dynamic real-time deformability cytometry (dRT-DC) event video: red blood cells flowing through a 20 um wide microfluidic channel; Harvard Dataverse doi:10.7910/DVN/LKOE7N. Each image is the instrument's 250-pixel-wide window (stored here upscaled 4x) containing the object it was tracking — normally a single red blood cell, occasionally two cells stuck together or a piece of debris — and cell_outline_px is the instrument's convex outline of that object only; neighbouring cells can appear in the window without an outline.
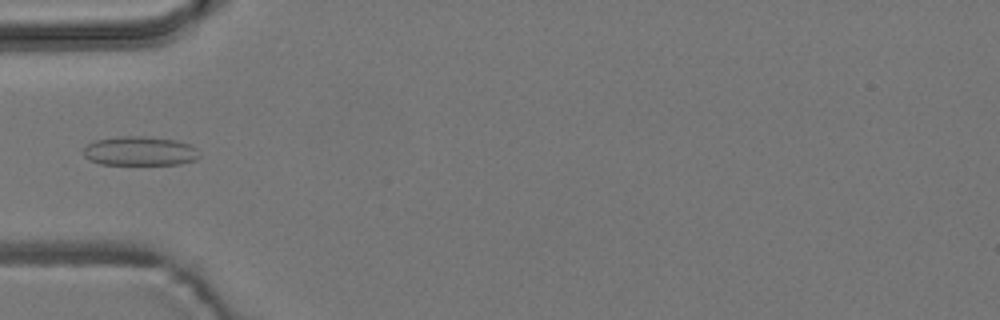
{"species": "common noctule bat (a hibernating species)", "species_latin": "Nyctalus noctula", "temperature_condition": "room temperature", "stored_images_in_passage": 4, "camera_frame_rate_fps": 3000, "um_per_image_px": 0.085, "animal": {"sex": "male", "body_mass_g": 19.2, "forearm_length_mm": 51.8}, "frame": {"image": 1, "passage_image": 3, "time_ms": 3.333, "image_size_px": [1000, 320], "cell_outline_px": [[200, 156], [196, 160], [180, 164], [100, 164], [88, 160], [84, 156], [84, 148], [88, 144], [96, 140], [120, 136], [144, 136], [176, 140], [188, 144], [196, 148]], "centroid_in_image_um": [11.89, 12.84], "position_along_channel_um": 73.1, "area_um2": 19.71}}
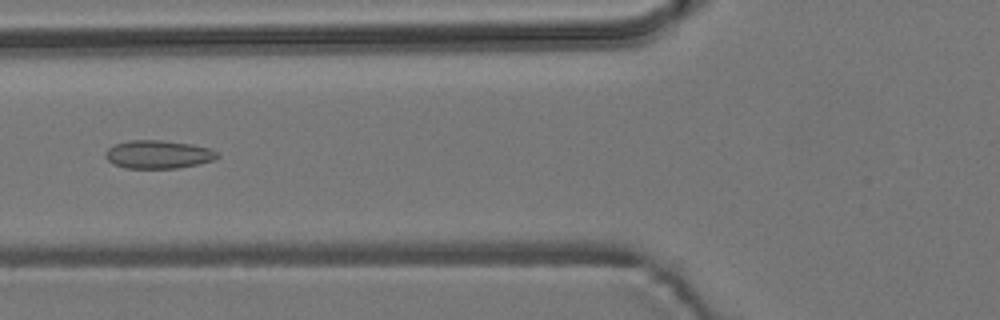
{"frame": {"image": 2, "passage_image": 4, "time_ms": 4.333, "image_size_px": [1000, 320], "cell_outline_px": [[220, 156], [212, 160], [200, 164], [176, 168], [124, 168], [112, 164], [104, 156], [104, 152], [108, 148], [116, 144], [128, 140], [160, 140], [192, 144], [208, 148], [216, 152]], "centroid_in_image_um": [13.41, 13.13], "position_along_channel_um": 112.4, "area_um2": 18.44}}